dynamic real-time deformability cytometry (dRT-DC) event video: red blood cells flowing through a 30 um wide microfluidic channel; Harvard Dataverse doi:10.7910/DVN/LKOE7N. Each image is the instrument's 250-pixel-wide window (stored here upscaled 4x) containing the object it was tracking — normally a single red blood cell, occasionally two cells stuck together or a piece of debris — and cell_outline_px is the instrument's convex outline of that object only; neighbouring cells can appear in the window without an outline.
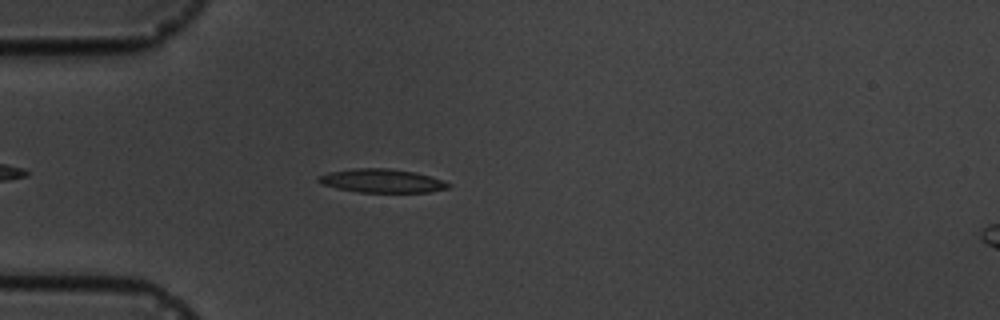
{"species": "common noctule bat (a hibernating species)", "species_latin": "Nyctalus noctula", "temperature_condition": "cold", "stored_images_in_passage": 2, "camera_frame_rate_fps": 3000, "um_per_image_px": 0.085, "animal": {"sex": "male", "body_mass_g": 19.5, "forearm_length_mm": 54.6}, "frame": {"image": 1, "passage_image": 1, "time_ms": 0.0, "image_size_px": [1000, 320], "cell_outline_px": [[452, 184], [448, 188], [428, 192], [360, 192], [336, 188], [320, 184], [316, 180], [320, 176], [328, 172], [356, 168], [388, 168], [416, 172], [432, 176], [444, 180]], "centroid_in_image_um": [32.48, 15.36], "position_along_channel_um": 52.5, "area_um2": 17.98}}